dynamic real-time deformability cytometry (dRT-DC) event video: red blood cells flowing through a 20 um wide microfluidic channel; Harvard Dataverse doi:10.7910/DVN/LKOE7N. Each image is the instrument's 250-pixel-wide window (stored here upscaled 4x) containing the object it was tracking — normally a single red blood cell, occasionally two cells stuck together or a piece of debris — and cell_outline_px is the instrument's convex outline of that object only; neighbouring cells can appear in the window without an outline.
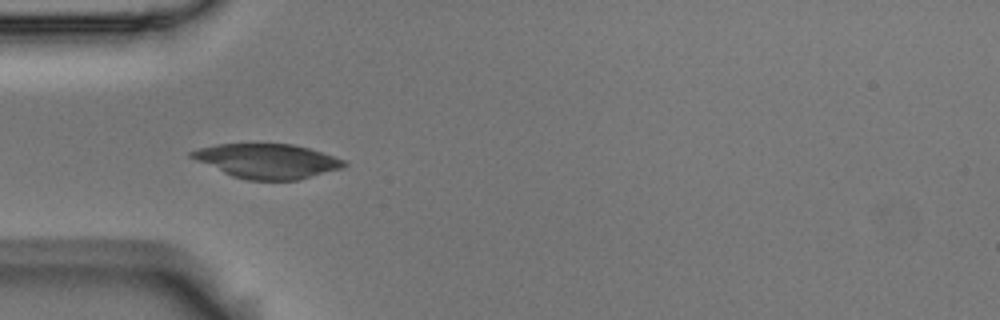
{"species": "Egyptian fruit bat (a non-hibernating species)", "species_latin": "Rousettus aegyptiacus", "temperature_condition": "room temperature", "stored_images_in_passage": 6, "camera_frame_rate_fps": 3000, "um_per_image_px": 0.085, "animal": {"sex": "male"}, "frame": {"image": 1, "passage_image": 5, "time_ms": 1.333, "image_size_px": [1000, 320], "cell_outline_px": [[348, 164], [344, 168], [296, 180], [248, 180], [232, 176], [188, 156], [188, 152], [200, 148], [216, 144], [292, 144], [308, 148], [344, 160]], "centroid_in_image_um": [22.71, 13.69], "position_along_channel_um": 62.3, "area_um2": 30.35}}
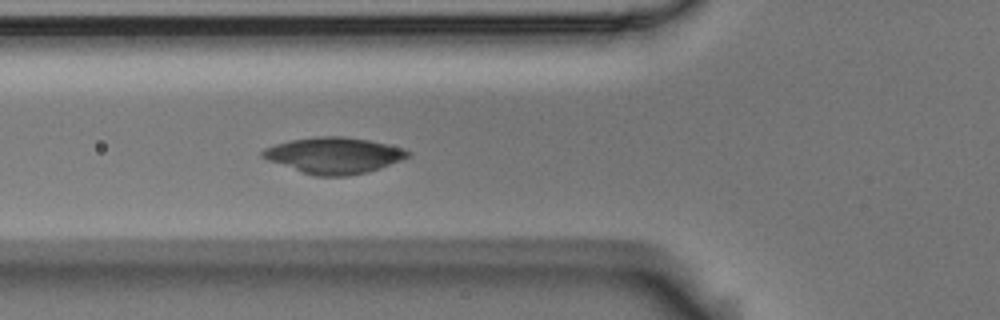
{"frame": {"image": 2, "passage_image": 6, "time_ms": 1.667, "image_size_px": [1000, 320], "cell_outline_px": [[412, 152], [408, 156], [400, 160], [380, 168], [368, 172], [348, 176], [312, 176], [268, 160], [260, 156], [260, 152], [264, 148], [276, 144], [292, 140], [316, 136], [344, 136], [368, 140], [388, 144], [404, 148]], "centroid_in_image_um": [28.37, 13.21], "position_along_channel_um": 97.4, "area_um2": 30.63}}